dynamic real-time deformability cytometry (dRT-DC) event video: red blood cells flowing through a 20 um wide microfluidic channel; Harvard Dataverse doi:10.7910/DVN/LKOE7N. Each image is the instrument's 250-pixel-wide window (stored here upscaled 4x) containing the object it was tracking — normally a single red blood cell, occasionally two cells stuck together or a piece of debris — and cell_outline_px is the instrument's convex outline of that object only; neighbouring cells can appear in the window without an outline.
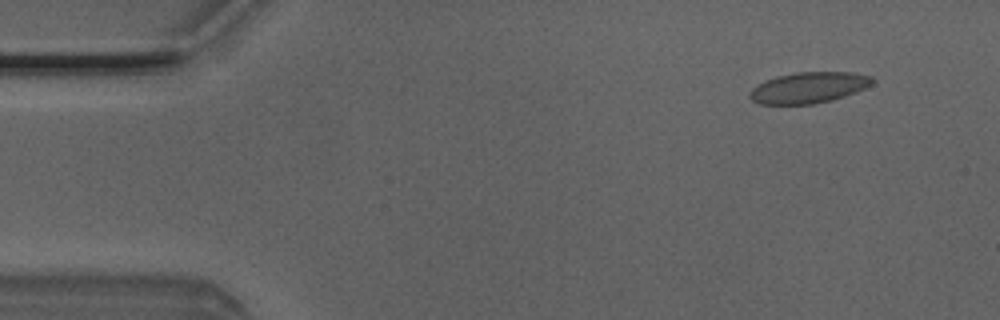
{"species": "Egyptian fruit bat (a non-hibernating species)", "species_latin": "Rousettus aegyptiacus", "temperature_condition": "room temperature", "stored_images_in_passage": 4, "camera_frame_rate_fps": 3000, "um_per_image_px": 0.085, "animal": {"sex": "male"}, "frame": {"image": 1, "passage_image": 2, "time_ms": 0.333, "image_size_px": [1000, 320], "cell_outline_px": [[876, 80], [872, 84], [856, 92], [832, 100], [812, 104], [760, 104], [752, 100], [748, 96], [752, 88], [764, 80], [776, 76], [796, 72], [852, 72], [872, 76]], "centroid_in_image_um": [68.74, 7.44], "position_along_channel_um": 16.3, "area_um2": 22.25}}